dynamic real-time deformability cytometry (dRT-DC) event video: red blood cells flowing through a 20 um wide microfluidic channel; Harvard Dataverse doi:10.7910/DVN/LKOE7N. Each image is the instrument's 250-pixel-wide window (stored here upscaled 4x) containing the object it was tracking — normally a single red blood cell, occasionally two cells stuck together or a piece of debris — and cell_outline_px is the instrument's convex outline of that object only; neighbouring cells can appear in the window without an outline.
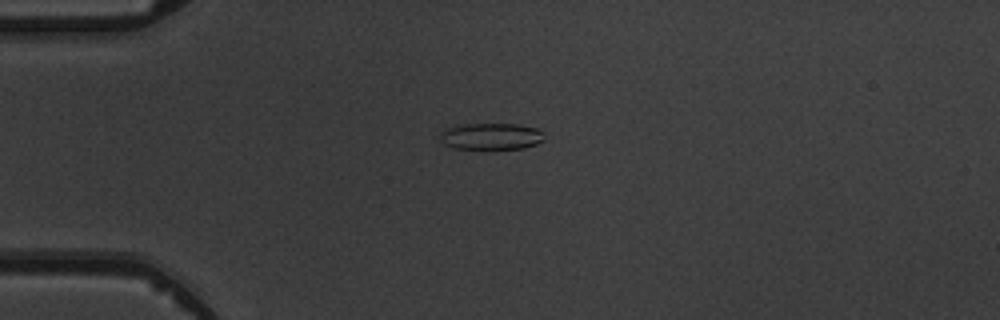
{"species": "common noctule bat (a hibernating species)", "species_latin": "Nyctalus noctula", "temperature_condition": "warm", "stored_images_in_passage": 5, "camera_frame_rate_fps": 3000, "um_per_image_px": 0.085, "animal": {"sex": "male", "body_mass_g": 19.5, "forearm_length_mm": 54.6}, "frame": {"image": 1, "passage_image": 3, "time_ms": 2.333, "image_size_px": [1000, 320], "cell_outline_px": [[544, 140], [536, 144], [524, 148], [488, 152], [456, 148], [444, 144], [440, 140], [440, 132], [444, 128], [460, 124], [520, 124], [536, 128], [544, 132]], "centroid_in_image_um": [41.73, 11.63], "position_along_channel_um": 43.3, "area_um2": 17.17}}
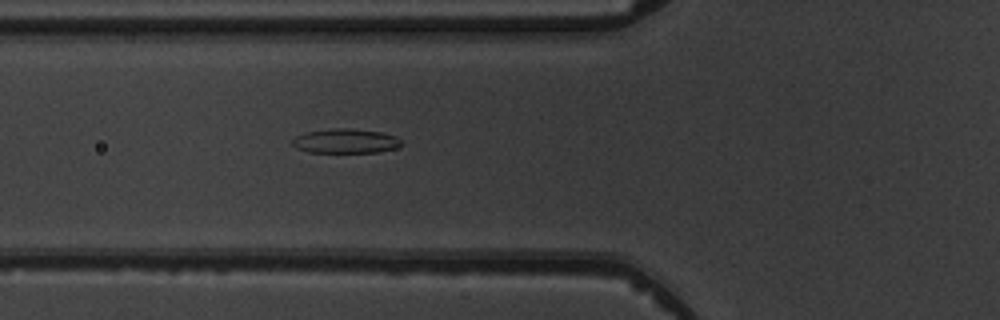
{"frame": {"image": 2, "passage_image": 5, "time_ms": 4.333, "image_size_px": [1000, 320], "cell_outline_px": [[404, 144], [396, 148], [376, 152], [308, 152], [296, 148], [292, 144], [292, 140], [296, 136], [304, 132], [332, 128], [352, 128], [380, 132], [392, 136], [400, 140]], "centroid_in_image_um": [29.33, 11.98], "position_along_channel_um": 96.5, "area_um2": 15.49}}